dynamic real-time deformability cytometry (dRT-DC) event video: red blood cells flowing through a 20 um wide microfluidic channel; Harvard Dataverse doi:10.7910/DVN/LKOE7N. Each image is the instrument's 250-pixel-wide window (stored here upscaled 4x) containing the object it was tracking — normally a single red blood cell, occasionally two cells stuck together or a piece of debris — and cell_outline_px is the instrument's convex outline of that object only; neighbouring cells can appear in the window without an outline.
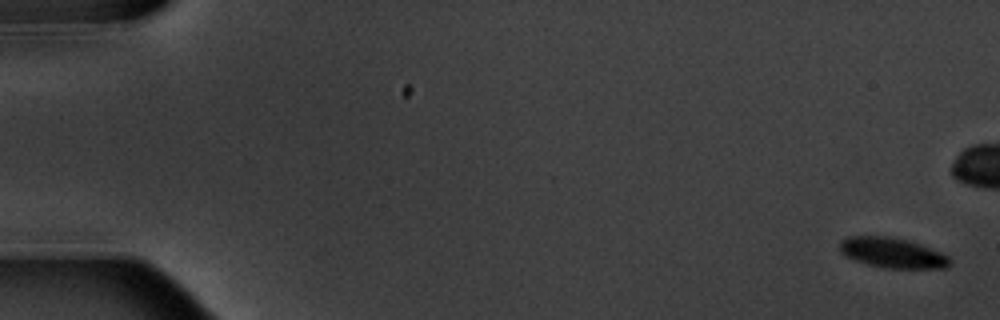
{"species": "common noctule bat (a hibernating species)", "species_latin": "Nyctalus noctula", "temperature_condition": "warm", "stored_images_in_passage": 10, "camera_frame_rate_fps": 3000, "um_per_image_px": 0.085, "animal": {"sex": "male", "body_mass_g": 20.1, "forearm_length_mm": 53.5}, "frame": {"image": 1, "passage_image": 1, "time_ms": 0.0, "image_size_px": [1000, 320], "cell_outline_px": [[952, 264], [948, 268], [884, 268], [868, 264], [856, 260], [840, 252], [840, 240], [848, 236], [892, 236], [908, 240], [920, 244], [940, 252], [948, 256], [952, 260]], "centroid_in_image_um": [75.89, 21.48], "position_along_channel_um": 9.1, "area_um2": 19.42}}